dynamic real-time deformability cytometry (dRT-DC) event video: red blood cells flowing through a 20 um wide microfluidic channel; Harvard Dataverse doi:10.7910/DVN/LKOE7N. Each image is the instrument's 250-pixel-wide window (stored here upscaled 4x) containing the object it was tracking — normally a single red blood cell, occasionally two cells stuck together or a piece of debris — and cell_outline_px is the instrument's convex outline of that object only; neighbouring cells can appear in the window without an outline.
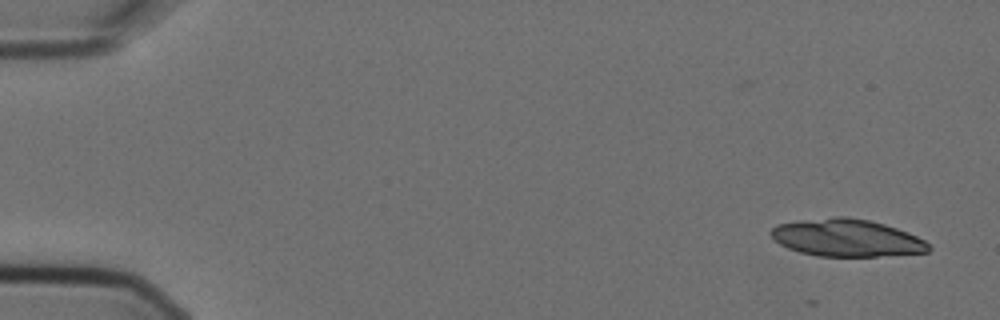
{"species": "Egyptian fruit bat (a non-hibernating species)", "species_latin": "Rousettus aegyptiacus", "temperature_condition": "cold", "stored_images_in_passage": 5, "segment_of_instrument_passage": [1, 2], "camera_frame_rate_fps": 3000, "um_per_image_px": 0.085, "animal": {"sex": "female"}, "frame": {"image": 1, "passage_image": 1, "time_ms": 0.0, "image_size_px": [1000, 320], "cell_outline_px": [[932, 248], [928, 252], [876, 256], [820, 256], [800, 252], [788, 248], [780, 244], [768, 232], [776, 224], [796, 220], [832, 216], [848, 216], [868, 220], [884, 224], [908, 232], [924, 240]], "centroid_in_image_um": [71.94, 20.2], "position_along_channel_um": 13.1, "area_um2": 34.45}}